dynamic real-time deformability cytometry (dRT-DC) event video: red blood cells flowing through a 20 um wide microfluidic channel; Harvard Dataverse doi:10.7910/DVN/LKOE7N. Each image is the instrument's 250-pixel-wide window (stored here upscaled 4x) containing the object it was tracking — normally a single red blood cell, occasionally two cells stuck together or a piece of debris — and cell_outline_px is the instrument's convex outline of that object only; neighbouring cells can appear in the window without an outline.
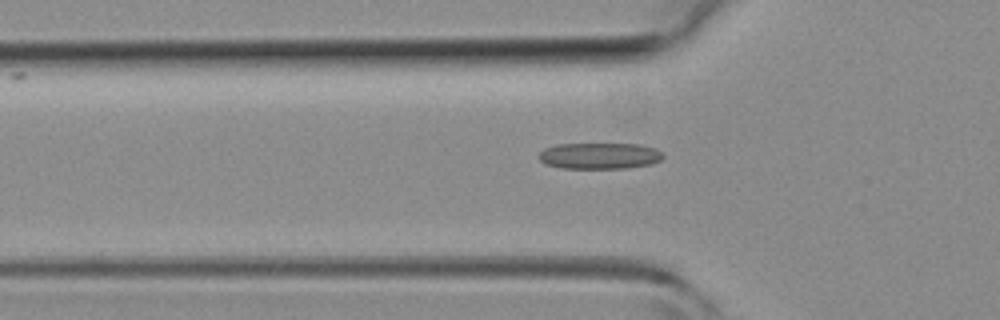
{"species": "common noctule bat (a hibernating species)", "species_latin": "Nyctalus noctula", "temperature_condition": "room temperature", "stored_images_in_passage": 27, "camera_frame_rate_fps": 3000, "um_per_image_px": 0.085, "animal": {"sex": "female", "body_mass_g": 19.3, "forearm_length_mm": 54.1}, "frame": {"image": 1, "passage_image": 5, "time_ms": 1.333, "image_size_px": [1000, 320], "cell_outline_px": [[664, 156], [660, 160], [652, 164], [624, 168], [560, 168], [544, 164], [540, 160], [540, 152], [544, 148], [556, 144], [640, 144], [656, 148], [664, 152]], "centroid_in_image_um": [50.98, 13.24], "position_along_channel_um": 74.8, "area_um2": 19.13}}
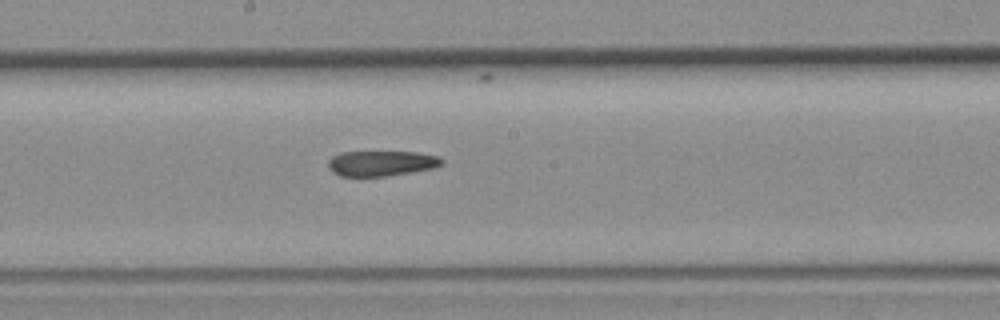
{"frame": {"image": 2, "passage_image": 14, "time_ms": 4.333, "image_size_px": [1000, 320], "cell_outline_px": [[444, 160], [436, 168], [388, 176], [340, 176], [332, 172], [328, 168], [328, 160], [332, 156], [340, 152], [416, 152], [440, 156]], "centroid_in_image_um": [32.41, 13.88], "position_along_channel_um": 215.8, "area_um2": 16.94}}
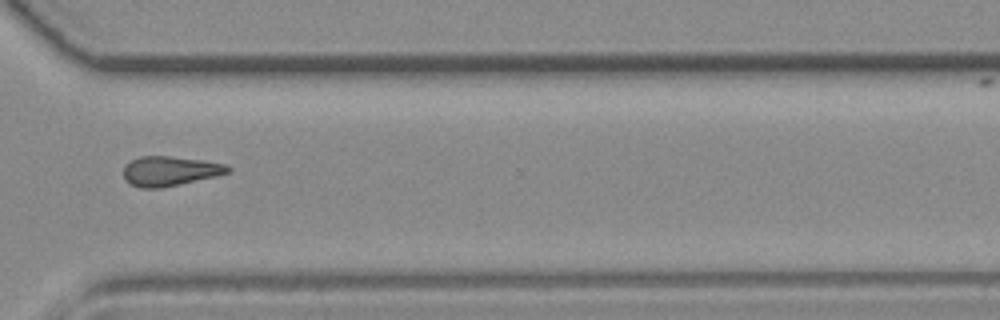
{"frame": {"image": 3, "passage_image": 23, "time_ms": 7.333, "image_size_px": [1000, 320], "cell_outline_px": [[232, 168], [228, 172], [216, 176], [160, 188], [140, 188], [124, 180], [124, 164], [140, 156], [168, 156], [204, 160], [228, 164]], "centroid_in_image_um": [14.44, 14.53], "position_along_channel_um": 356.2, "area_um2": 18.03}}